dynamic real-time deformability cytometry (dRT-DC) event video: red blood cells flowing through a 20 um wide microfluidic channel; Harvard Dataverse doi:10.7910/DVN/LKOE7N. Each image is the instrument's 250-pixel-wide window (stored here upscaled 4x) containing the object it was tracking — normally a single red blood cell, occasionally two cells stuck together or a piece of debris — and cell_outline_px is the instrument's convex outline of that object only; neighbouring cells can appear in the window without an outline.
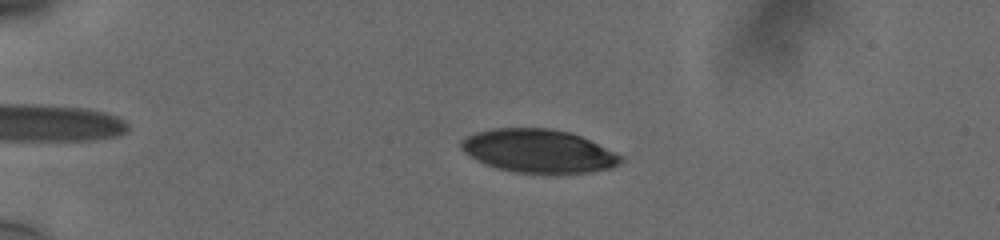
{"species": "human", "species_latin": "Homo sapiens", "temperature_condition": "cold", "stored_images_in_passage": 55, "camera_frame_rate_fps": 3000, "um_per_image_px": 0.085, "donor": {"sex": "male"}, "frame": {"image": 1, "passage_image": 13, "time_ms": 4.0, "image_size_px": [1000, 240], "cell_outline_px": [[624, 160], [620, 164], [612, 168], [592, 172], [556, 176], [516, 172], [496, 168], [476, 160], [464, 152], [460, 148], [460, 140], [464, 136], [476, 132], [492, 128], [552, 128], [568, 132], [580, 136], [624, 156]], "centroid_in_image_um": [45.79, 12.87], "position_along_channel_um": 39.2, "area_um2": 41.33}}
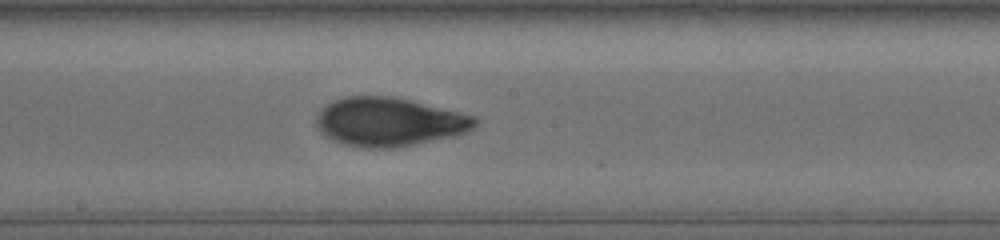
{"frame": {"image": 2, "passage_image": 32, "time_ms": 10.333, "image_size_px": [1000, 240], "cell_outline_px": [[480, 120], [468, 132], [452, 136], [416, 144], [396, 148], [364, 148], [344, 144], [324, 136], [316, 128], [316, 116], [320, 108], [332, 100], [344, 96], [392, 96], [476, 116]], "centroid_in_image_um": [33.03, 10.36], "position_along_channel_um": 215.2, "area_um2": 45.32}}
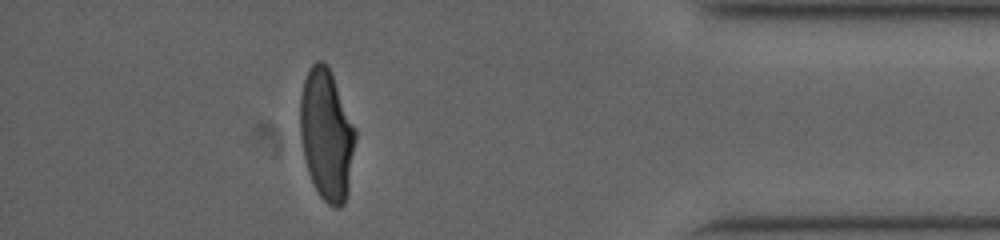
{"frame": {"image": 3, "passage_image": 50, "time_ms": 16.333, "image_size_px": [1000, 240], "cell_outline_px": [[356, 140], [348, 192], [344, 204], [340, 208], [332, 208], [320, 196], [308, 172], [300, 140], [300, 96], [304, 80], [308, 68], [316, 60], [324, 60], [332, 76], [356, 128]], "centroid_in_image_um": [27.76, 11.47], "position_along_channel_um": 407.4, "area_um2": 42.31}, "authors_computed_cell_mechanics": {"area_um2": 42.8298, "velocity_mm_per_s": 3.7581, "shape_relaxation_time_tau1_ms": 4.7209, "shape_relaxation_time_tau2_ms": 0.8962, "deformation_change_tau1": 0.1761, "deformation_change_tau2": 0.059}}